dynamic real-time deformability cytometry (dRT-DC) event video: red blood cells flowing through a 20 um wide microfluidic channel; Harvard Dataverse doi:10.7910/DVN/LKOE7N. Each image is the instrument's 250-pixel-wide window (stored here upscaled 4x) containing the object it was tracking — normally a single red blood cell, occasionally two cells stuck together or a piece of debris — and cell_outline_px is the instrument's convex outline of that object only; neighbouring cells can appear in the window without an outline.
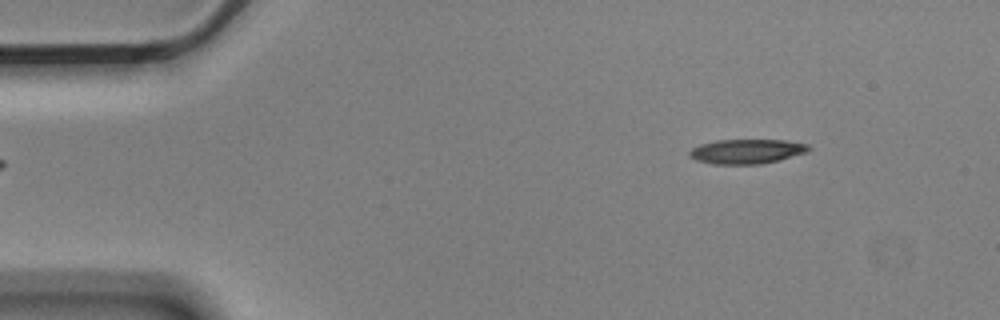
{"species": "Egyptian fruit bat (a non-hibernating species)", "species_latin": "Rousettus aegyptiacus", "temperature_condition": "cold", "stored_images_in_passage": 5, "segment_of_instrument_passage": [2, 2], "camera_frame_rate_fps": 3000, "um_per_image_px": 0.085, "animal": {"sex": "male"}, "frame": {"image": 1, "passage_image": 5, "time_ms": 1.333, "image_size_px": [1000, 320], "cell_outline_px": [[812, 148], [808, 152], [760, 164], [712, 164], [696, 160], [688, 156], [688, 152], [692, 148], [700, 144], [716, 140], [784, 140], [808, 144]], "centroid_in_image_um": [63.44, 12.86], "position_along_channel_um": 21.6, "area_um2": 17.05}}